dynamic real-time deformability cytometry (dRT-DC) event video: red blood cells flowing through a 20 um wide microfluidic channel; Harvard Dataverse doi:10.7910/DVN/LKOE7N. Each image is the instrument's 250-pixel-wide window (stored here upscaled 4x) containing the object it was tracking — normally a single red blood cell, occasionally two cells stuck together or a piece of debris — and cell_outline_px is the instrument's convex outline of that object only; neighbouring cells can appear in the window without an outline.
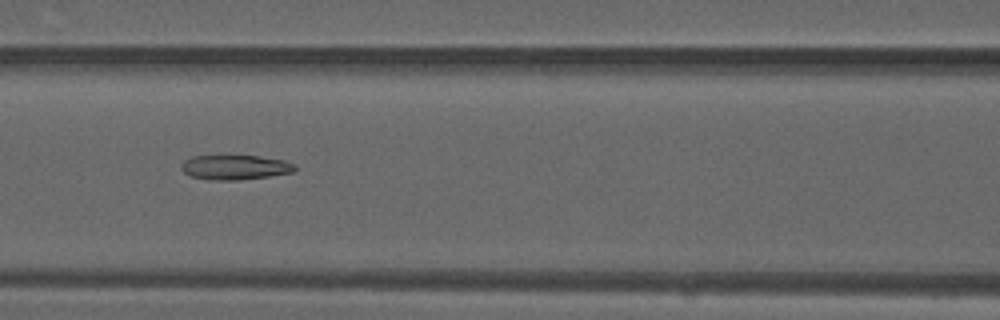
{"species": "common noctule bat (a hibernating species)", "species_latin": "Nyctalus noctula", "temperature_condition": "warm", "stored_images_in_passage": 47, "camera_frame_rate_fps": 3000, "um_per_image_px": 0.085, "animal": {"sex": "male", "forearm_length_mm": 52.5}, "frame": {"image": 1, "passage_image": 19, "time_ms": 6.0, "image_size_px": [1000, 320], "cell_outline_px": [[296, 172], [240, 180], [208, 180], [192, 176], [184, 172], [180, 168], [180, 164], [184, 160], [192, 156], [260, 156], [284, 160], [296, 164]], "centroid_in_image_um": [20.0, 14.22], "position_along_channel_um": 146.6, "area_um2": 16.47}}
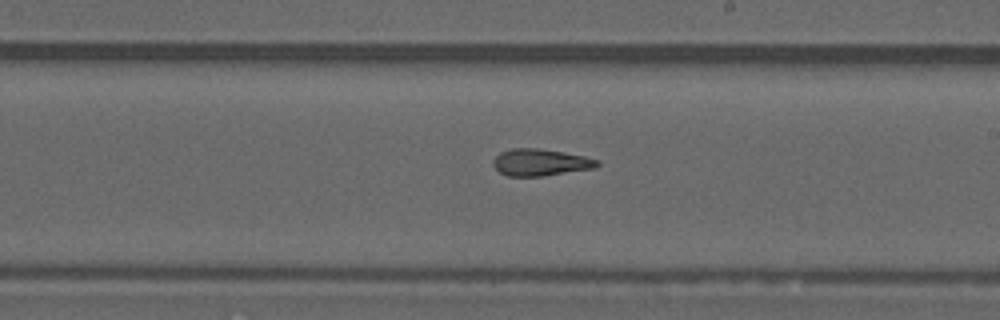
{"frame": {"image": 2, "passage_image": 26, "time_ms": 8.333, "image_size_px": [1000, 320], "cell_outline_px": [[600, 164], [596, 168], [544, 176], [508, 176], [500, 172], [492, 164], [492, 160], [500, 152], [512, 148], [536, 148], [564, 152], [584, 156], [600, 160]], "centroid_in_image_um": [45.96, 13.8], "position_along_channel_um": 243.0, "area_um2": 16.42}}
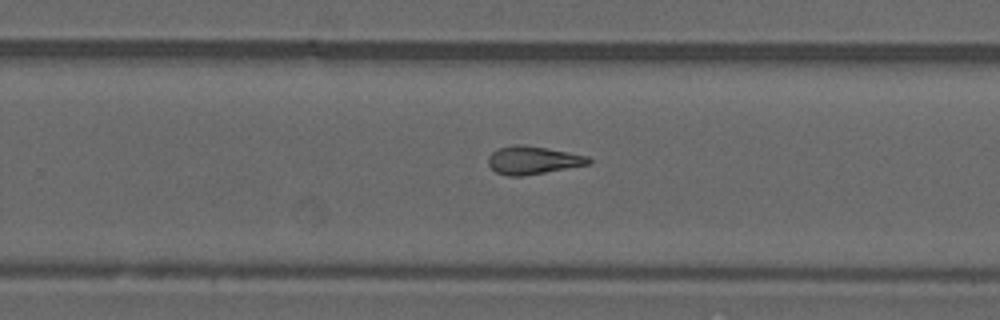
{"frame": {"image": 3, "passage_image": 29, "time_ms": 9.333, "image_size_px": [1000, 320], "cell_outline_px": [[592, 164], [520, 176], [508, 176], [496, 172], [488, 164], [488, 156], [492, 152], [500, 148], [512, 144], [524, 144], [588, 156], [592, 160]], "centroid_in_image_um": [45.29, 13.61], "position_along_channel_um": 284.5, "area_um2": 16.3}, "authors_computed_cell_mechanics": {"area_um2": 16.9354, "velocity_mm_per_s": 4.1479, "shape_relaxation_time_tau1_ms": null, "shape_relaxation_time_tau2_ms": 5.1791, "deformation_change_tau1": null, "deformation_change_tau2": 0.1875}}